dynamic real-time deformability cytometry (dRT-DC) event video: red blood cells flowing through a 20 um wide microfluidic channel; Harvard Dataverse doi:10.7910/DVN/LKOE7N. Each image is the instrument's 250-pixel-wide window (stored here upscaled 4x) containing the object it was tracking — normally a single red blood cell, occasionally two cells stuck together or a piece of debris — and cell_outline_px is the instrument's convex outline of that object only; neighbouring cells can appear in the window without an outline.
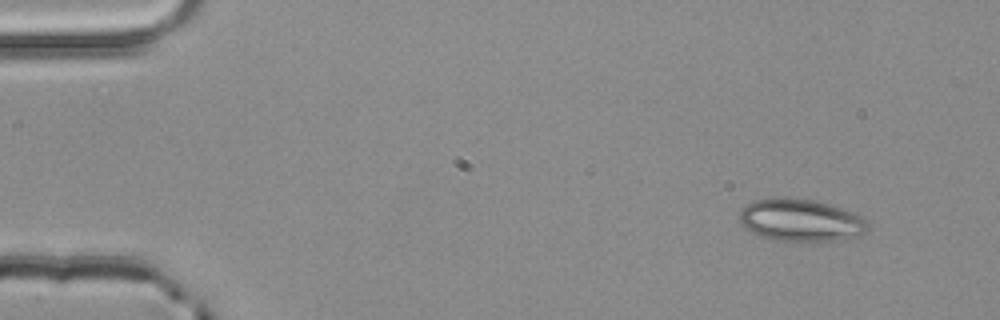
{"species": "common noctule bat (a hibernating species)", "species_latin": "Nyctalus noctula", "temperature_condition": "room temperature", "stored_images_in_passage": 4, "segment_of_instrument_passage": [1, 2], "camera_frame_rate_fps": 3000, "um_per_image_px": 0.085, "animal": {"sex": "male", "body_mass_g": 20.4}, "frame": {"image": 1, "passage_image": 1, "time_ms": 0.0, "image_size_px": [1000, 320], "cell_outline_px": [[868, 228], [860, 236], [832, 240], [776, 240], [756, 236], [740, 220], [740, 212], [752, 200], [772, 196], [784, 196], [816, 200], [856, 212], [864, 216], [868, 224]], "centroid_in_image_um": [68.08, 18.67], "position_along_channel_um": 16.9, "area_um2": 31.91}}